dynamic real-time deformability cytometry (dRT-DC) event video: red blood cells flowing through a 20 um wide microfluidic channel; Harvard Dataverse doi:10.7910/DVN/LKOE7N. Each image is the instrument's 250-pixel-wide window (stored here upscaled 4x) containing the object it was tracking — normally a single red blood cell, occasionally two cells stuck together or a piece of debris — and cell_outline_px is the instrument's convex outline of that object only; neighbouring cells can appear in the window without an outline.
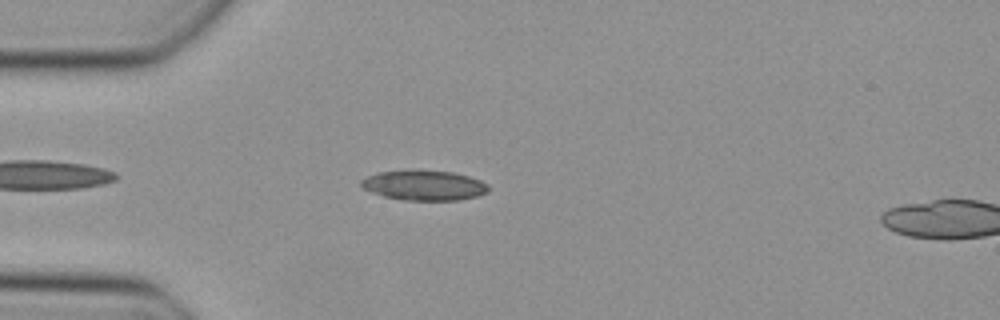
{"species": "Egyptian fruit bat (a non-hibernating species)", "species_latin": "Rousettus aegyptiacus", "temperature_condition": "cold", "stored_images_in_passage": 38, "camera_frame_rate_fps": 3000, "um_per_image_px": 0.085, "animal": {"sex": "female"}, "frame": {"image": 1, "passage_image": 5, "time_ms": 1.333, "image_size_px": [1000, 320], "cell_outline_px": [[488, 192], [476, 196], [456, 200], [404, 200], [384, 196], [372, 192], [364, 188], [360, 184], [360, 180], [368, 176], [380, 172], [412, 168], [452, 172], [468, 176], [480, 180], [488, 184]], "centroid_in_image_um": [36.03, 15.72], "position_along_channel_um": 49.0, "area_um2": 22.48}}
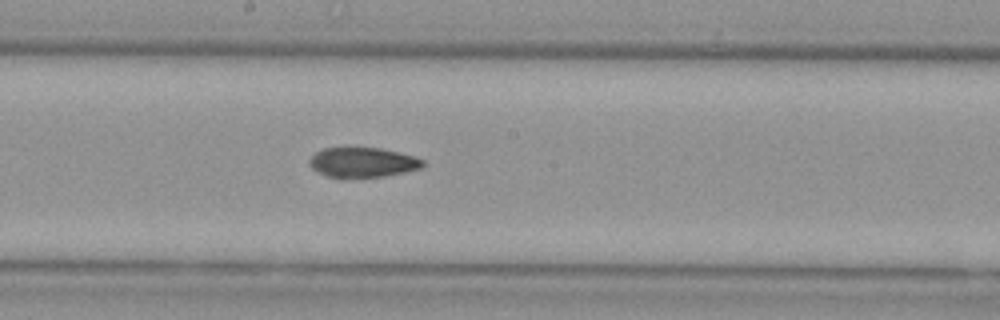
{"frame": {"image": 2, "passage_image": 18, "time_ms": 5.667, "image_size_px": [1000, 320], "cell_outline_px": [[424, 164], [420, 168], [404, 172], [384, 176], [328, 176], [316, 172], [308, 164], [308, 160], [316, 152], [324, 148], [380, 148], [412, 156], [424, 160]], "centroid_in_image_um": [30.79, 13.79], "position_along_channel_um": 217.4, "area_um2": 19.19}}
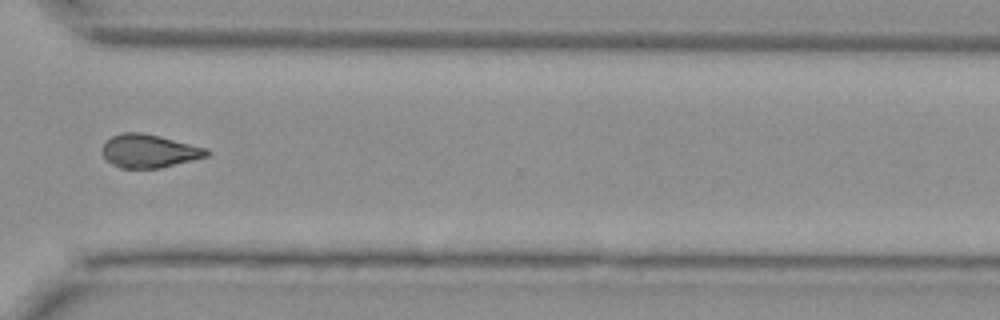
{"frame": {"image": 3, "passage_image": 28, "time_ms": 9.0, "image_size_px": [1000, 320], "cell_outline_px": [[212, 152], [208, 156], [160, 168], [120, 168], [112, 164], [100, 152], [100, 148], [112, 136], [124, 132], [140, 132], [160, 136], [208, 148]], "centroid_in_image_um": [12.69, 12.83], "position_along_channel_um": 357.9, "area_um2": 20.35}}